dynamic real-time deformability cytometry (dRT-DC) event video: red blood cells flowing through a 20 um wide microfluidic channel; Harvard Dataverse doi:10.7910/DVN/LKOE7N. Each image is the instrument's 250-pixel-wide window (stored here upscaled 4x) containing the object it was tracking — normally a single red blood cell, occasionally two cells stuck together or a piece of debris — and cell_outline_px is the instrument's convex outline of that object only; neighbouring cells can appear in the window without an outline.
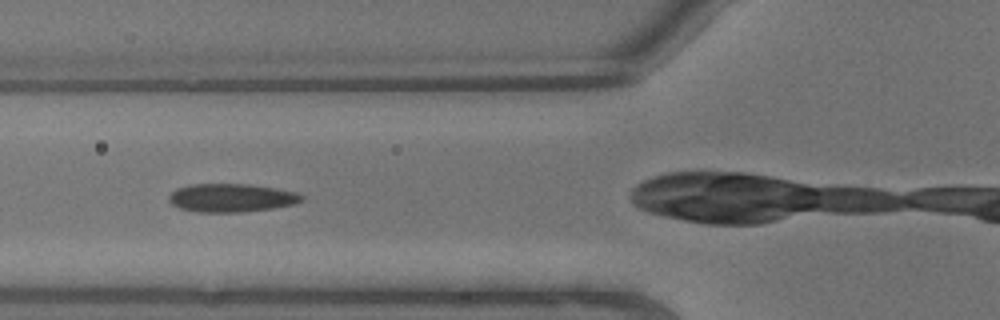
{"species": "common noctule bat (a hibernating species)", "species_latin": "Nyctalus noctula", "temperature_condition": "warm", "stored_images_in_passage": 6, "camera_frame_rate_fps": 3000, "um_per_image_px": 0.085, "animal": {"sex": "male", "body_mass_g": 13.3}, "frame": {"image": 1, "passage_image": 4, "time_ms": 1.0, "image_size_px": [1000, 320], "cell_outline_px": [[304, 200], [296, 204], [272, 208], [240, 212], [196, 212], [180, 208], [172, 204], [168, 200], [168, 196], [176, 188], [188, 184], [248, 184], [276, 188], [296, 192], [304, 196]], "centroid_in_image_um": [19.66, 16.81], "position_along_channel_um": 106.1, "area_um2": 22.08}}